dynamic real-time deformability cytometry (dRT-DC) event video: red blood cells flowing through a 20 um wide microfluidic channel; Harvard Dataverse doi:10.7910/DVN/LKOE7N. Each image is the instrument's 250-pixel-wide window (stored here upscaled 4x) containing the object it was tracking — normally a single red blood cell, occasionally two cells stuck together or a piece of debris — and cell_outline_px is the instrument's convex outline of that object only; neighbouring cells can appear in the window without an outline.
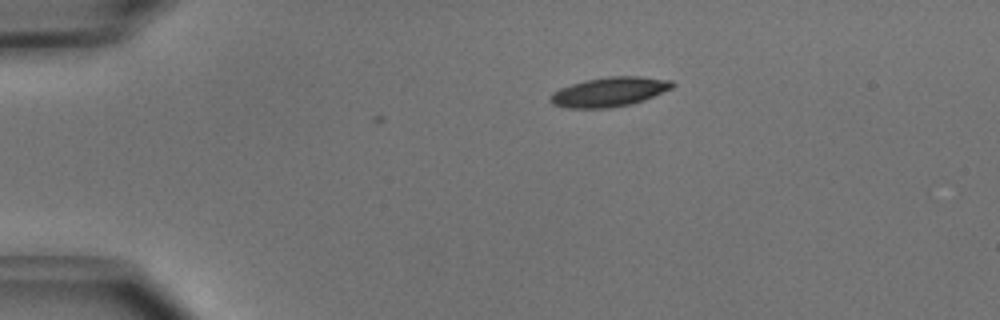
{"species": "common noctule bat (a hibernating species)", "species_latin": "Nyctalus noctula", "temperature_condition": "cold", "stored_images_in_passage": 2, "camera_frame_rate_fps": 3000, "um_per_image_px": 0.085, "animal": {"sex": "male", "body_mass_g": 15.6}, "frame": {"image": 1, "passage_image": 2, "time_ms": 0.333, "image_size_px": [1000, 320], "cell_outline_px": [[676, 84], [672, 88], [644, 100], [632, 104], [608, 108], [568, 108], [552, 104], [548, 100], [552, 92], [560, 88], [584, 80], [608, 76], [640, 76], [672, 80]], "centroid_in_image_um": [51.79, 7.8], "position_along_channel_um": 33.2, "area_um2": 21.1}}